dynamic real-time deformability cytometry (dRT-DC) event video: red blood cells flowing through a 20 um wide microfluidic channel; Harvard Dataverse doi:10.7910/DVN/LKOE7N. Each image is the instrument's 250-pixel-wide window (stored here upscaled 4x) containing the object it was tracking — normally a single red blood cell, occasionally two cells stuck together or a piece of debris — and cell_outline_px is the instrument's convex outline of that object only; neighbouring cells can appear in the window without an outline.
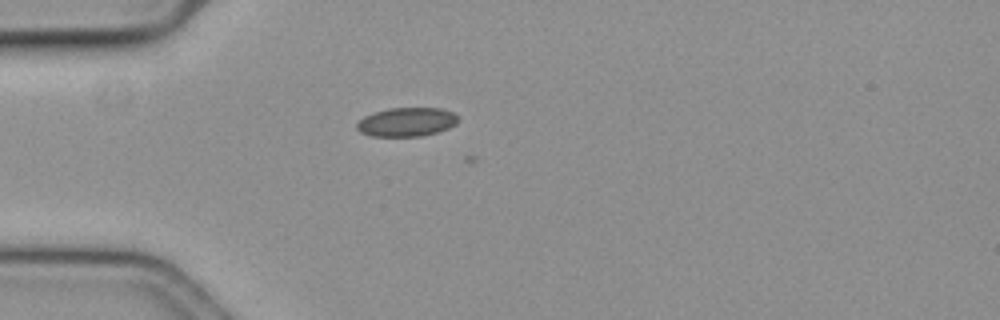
{"species": "common noctule bat (a hibernating species)", "species_latin": "Nyctalus noctula", "temperature_condition": "cold", "stored_images_in_passage": 2, "camera_frame_rate_fps": 3000, "um_per_image_px": 0.085, "animal": {"sex": "female", "body_mass_g": 19.3, "forearm_length_mm": 54.1}, "frame": {"image": 1, "passage_image": 1, "time_ms": 0.0, "image_size_px": [1000, 320], "cell_outline_px": [[460, 120], [456, 124], [448, 128], [436, 132], [420, 136], [372, 136], [360, 132], [356, 128], [356, 124], [364, 116], [372, 112], [388, 108], [440, 108], [452, 112]], "centroid_in_image_um": [34.54, 10.36], "position_along_channel_um": 50.5, "area_um2": 17.05}}